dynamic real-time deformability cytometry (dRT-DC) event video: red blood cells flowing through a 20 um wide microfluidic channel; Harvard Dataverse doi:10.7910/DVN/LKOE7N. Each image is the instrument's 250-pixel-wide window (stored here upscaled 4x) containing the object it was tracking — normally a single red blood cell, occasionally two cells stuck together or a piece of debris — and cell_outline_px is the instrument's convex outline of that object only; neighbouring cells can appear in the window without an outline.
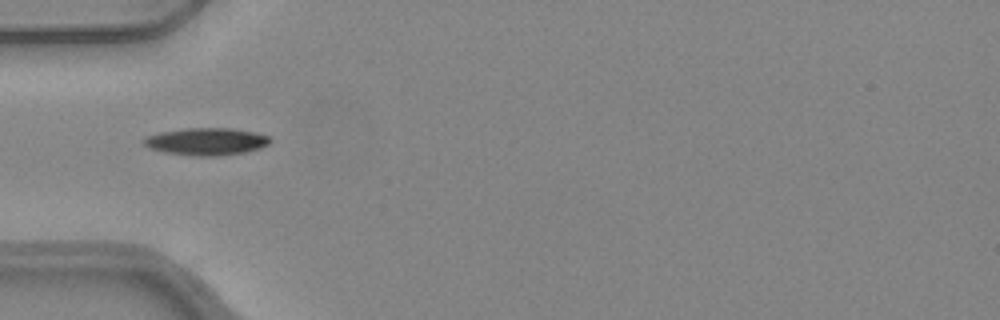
{"species": "common noctule bat (a hibernating species)", "species_latin": "Nyctalus noctula", "temperature_condition": "warm", "stored_images_in_passage": 39, "camera_frame_rate_fps": 3000, "um_per_image_px": 0.085, "animal": {"sex": "female", "body_mass_g": 24.6, "forearm_length_mm": 56.2}, "frame": {"image": 1, "passage_image": 4, "time_ms": 1.0, "image_size_px": [1000, 320], "cell_outline_px": [[272, 140], [268, 144], [260, 148], [244, 152], [216, 156], [192, 156], [164, 152], [148, 148], [144, 144], [144, 140], [148, 136], [160, 132], [184, 128], [232, 128], [252, 132], [268, 136]], "centroid_in_image_um": [17.53, 12.03], "position_along_channel_um": 67.5, "area_um2": 20.0}}
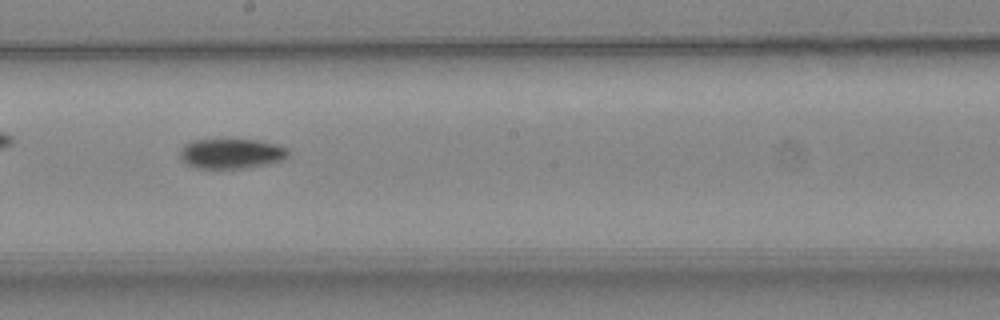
{"frame": {"image": 2, "passage_image": 16, "time_ms": 5.0, "image_size_px": [1000, 320], "cell_outline_px": [[288, 156], [284, 160], [268, 164], [248, 168], [196, 168], [180, 160], [180, 148], [184, 144], [192, 140], [260, 140], [276, 144], [288, 148]], "centroid_in_image_um": [19.67, 13.06], "position_along_channel_um": 228.5, "area_um2": 19.07}}
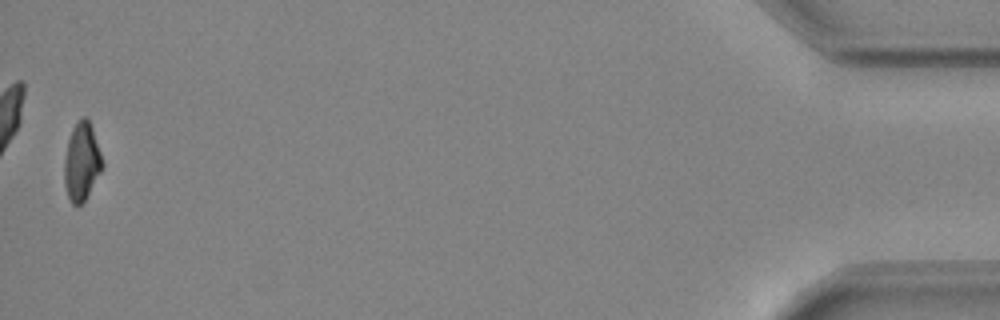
{"frame": {"image": 3, "passage_image": 38, "time_ms": 12.333, "image_size_px": [1000, 320], "cell_outline_px": [[104, 164], [100, 172], [84, 200], [80, 204], [72, 204], [68, 196], [64, 184], [64, 160], [68, 140], [72, 128], [84, 116], [88, 120], [92, 128]], "centroid_in_image_um": [6.93, 13.75], "position_along_channel_um": 428.3, "area_um2": 16.82}, "authors_computed_cell_mechanics": {"area_um2": 18.496, "velocity_mm_per_s": 4.0193, "shape_relaxation_time_tau1_ms": 6.7705, "shape_relaxation_time_tau2_ms": null, "deformation_change_tau1": 0.1858, "deformation_change_tau2": null}}